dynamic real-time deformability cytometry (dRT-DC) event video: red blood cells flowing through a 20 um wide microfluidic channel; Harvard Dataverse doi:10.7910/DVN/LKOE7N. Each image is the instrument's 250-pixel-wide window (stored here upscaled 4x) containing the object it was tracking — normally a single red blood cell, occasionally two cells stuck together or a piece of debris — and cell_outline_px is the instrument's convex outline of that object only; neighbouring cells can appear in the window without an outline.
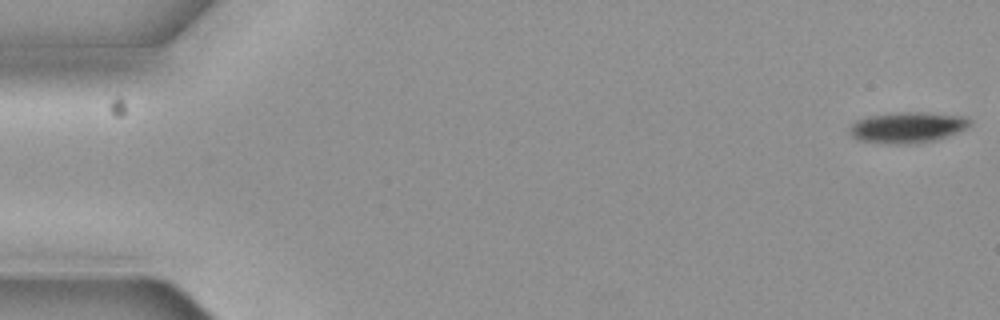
{"species": "common noctule bat (a hibernating species)", "species_latin": "Nyctalus noctula", "temperature_condition": "cold", "stored_images_in_passage": 8, "camera_frame_rate_fps": 3000, "um_per_image_px": 0.085, "animal": {"sex": "female", "body_mass_g": 19.3, "forearm_length_mm": 54.1}, "frame": {"image": 1, "passage_image": 1, "time_ms": 0.0, "image_size_px": [1000, 320], "cell_outline_px": [[972, 124], [956, 132], [936, 140], [900, 144], [896, 144], [856, 140], [848, 132], [852, 124], [856, 120], [868, 116], [908, 112], [920, 112], [968, 116], [972, 120]], "centroid_in_image_um": [77.13, 10.82], "position_along_channel_um": 7.9, "area_um2": 21.39}}
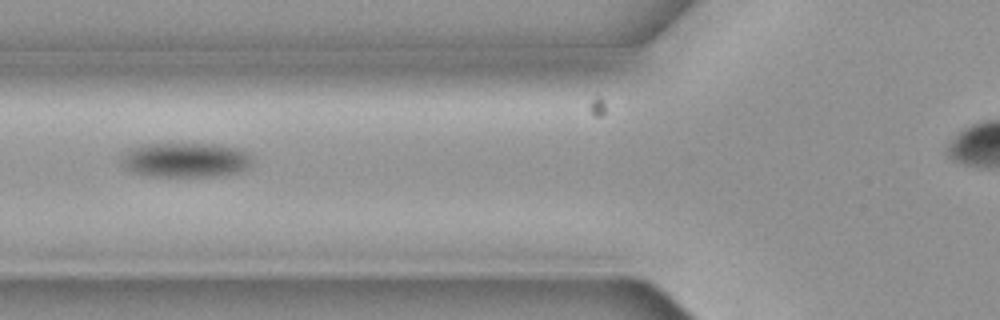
{"frame": {"image": 2, "passage_image": 6, "time_ms": 1.667, "image_size_px": [1000, 320], "cell_outline_px": [[252, 160], [248, 168], [240, 172], [212, 176], [160, 176], [132, 172], [124, 164], [124, 156], [132, 148], [144, 144], [216, 144], [236, 148], [252, 156]], "centroid_in_image_um": [15.85, 13.59], "position_along_channel_um": 109.9, "area_um2": 25.78}}
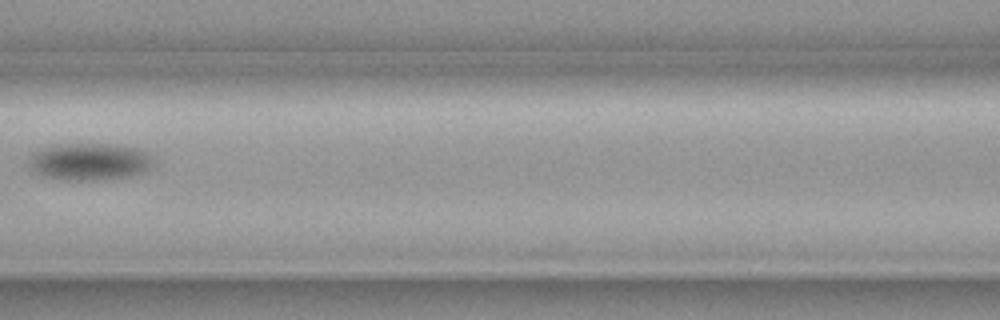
{"frame": {"image": 3, "passage_image": 7, "time_ms": 2.0, "image_size_px": [1000, 320], "cell_outline_px": [[156, 160], [148, 168], [140, 172], [128, 176], [104, 180], [64, 180], [48, 176], [36, 172], [28, 164], [28, 160], [32, 152], [52, 144], [112, 144], [136, 148], [148, 152]], "centroid_in_image_um": [7.6, 13.72], "position_along_channel_um": 159.0, "area_um2": 26.99}}